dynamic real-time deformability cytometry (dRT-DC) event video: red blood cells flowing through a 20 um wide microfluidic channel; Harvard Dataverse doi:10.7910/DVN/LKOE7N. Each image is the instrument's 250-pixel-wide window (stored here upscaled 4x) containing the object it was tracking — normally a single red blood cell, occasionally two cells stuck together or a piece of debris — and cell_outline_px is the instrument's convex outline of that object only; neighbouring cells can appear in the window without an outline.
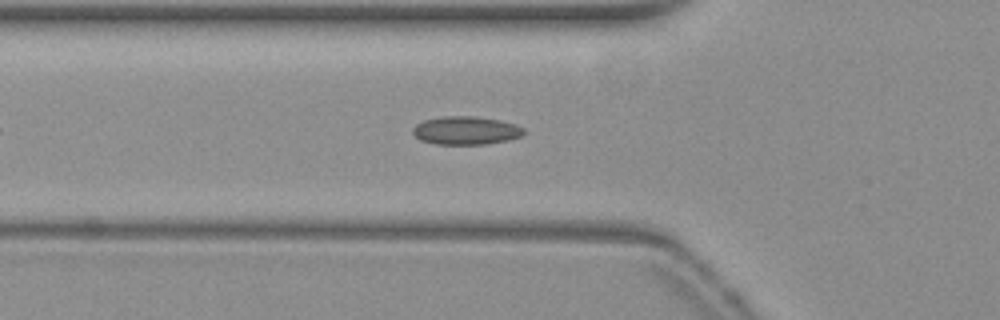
{"species": "common noctule bat (a hibernating species)", "species_latin": "Nyctalus noctula", "temperature_condition": "warm", "stored_images_in_passage": 44, "camera_frame_rate_fps": 3000, "um_per_image_px": 0.085, "animal": {"sex": "female", "body_mass_g": 19.3, "forearm_length_mm": 54.1}, "frame": {"image": 1, "passage_image": 11, "time_ms": 3.333, "image_size_px": [1000, 320], "cell_outline_px": [[524, 132], [520, 136], [508, 140], [484, 144], [436, 144], [420, 140], [412, 132], [412, 128], [416, 124], [424, 120], [444, 116], [472, 116], [500, 120], [516, 124], [524, 128]], "centroid_in_image_um": [39.59, 11.09], "position_along_channel_um": 86.2, "area_um2": 18.21}}
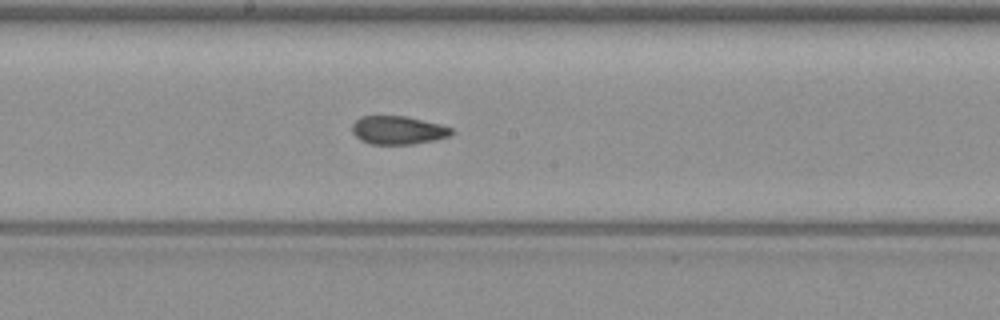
{"frame": {"image": 2, "passage_image": 21, "time_ms": 6.667, "image_size_px": [1000, 320], "cell_outline_px": [[452, 132], [448, 136], [436, 140], [412, 144], [368, 144], [360, 140], [352, 132], [352, 124], [360, 116], [404, 116], [440, 124], [452, 128]], "centroid_in_image_um": [33.79, 11.07], "position_along_channel_um": 214.4, "area_um2": 16.36}}
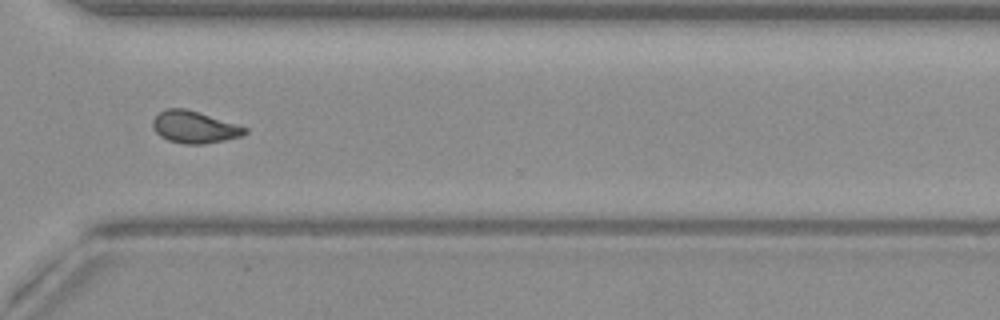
{"frame": {"image": 3, "passage_image": 32, "time_ms": 10.333, "image_size_px": [1000, 320], "cell_outline_px": [[248, 132], [240, 136], [224, 140], [204, 144], [184, 144], [168, 140], [160, 136], [156, 132], [152, 124], [152, 120], [160, 112], [168, 108], [184, 108], [236, 124], [248, 128]], "centroid_in_image_um": [16.51, 10.81], "position_along_channel_um": 354.1, "area_um2": 16.94}, "authors_computed_cell_mechanics": {"area_um2": 16.9643, "velocity_mm_per_s": 3.8215, "shape_relaxation_time_tau1_ms": null, "shape_relaxation_time_tau2_ms": 1.2461, "deformation_change_tau1": null, "deformation_change_tau2": 0.0686}}